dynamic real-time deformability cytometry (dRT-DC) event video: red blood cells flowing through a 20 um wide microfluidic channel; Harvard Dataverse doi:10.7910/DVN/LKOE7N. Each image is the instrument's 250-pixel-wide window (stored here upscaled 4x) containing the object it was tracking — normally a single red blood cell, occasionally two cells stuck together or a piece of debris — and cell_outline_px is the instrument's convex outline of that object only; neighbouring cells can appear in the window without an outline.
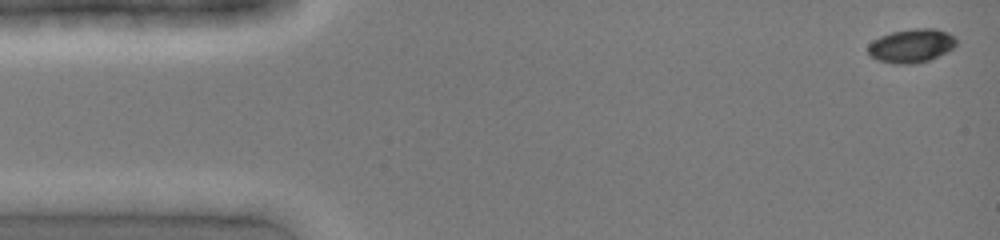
{"species": "common noctule bat (a hibernating species)", "species_latin": "Nyctalus noctula", "temperature_condition": "cold", "stored_images_in_passage": 14, "camera_frame_rate_fps": 3000, "um_per_image_px": 0.085, "animal": {"sex": "female", "body_mass_g": 19.0, "forearm_length_mm": 51.5}, "frame": {"image": 1, "passage_image": 1, "time_ms": 0.0, "image_size_px": [1000, 240], "cell_outline_px": [[956, 44], [952, 48], [928, 60], [916, 64], [896, 64], [876, 60], [868, 52], [868, 44], [872, 40], [880, 36], [892, 32], [916, 28], [936, 28], [948, 32], [956, 36]], "centroid_in_image_um": [77.46, 3.88], "position_along_channel_um": 7.5, "area_um2": 17.34}}
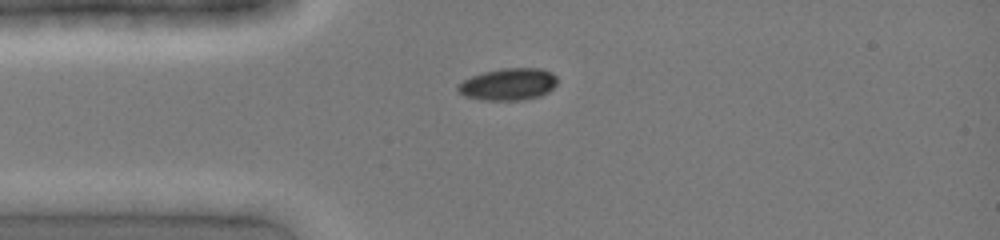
{"frame": {"image": 2, "passage_image": 10, "time_ms": 3.0, "image_size_px": [1000, 240], "cell_outline_px": [[556, 84], [548, 92], [540, 96], [524, 100], [484, 100], [464, 96], [456, 88], [464, 80], [472, 76], [484, 72], [504, 68], [540, 68], [552, 72], [556, 76]], "centroid_in_image_um": [43.23, 7.16], "position_along_channel_um": 41.8, "area_um2": 18.44}}
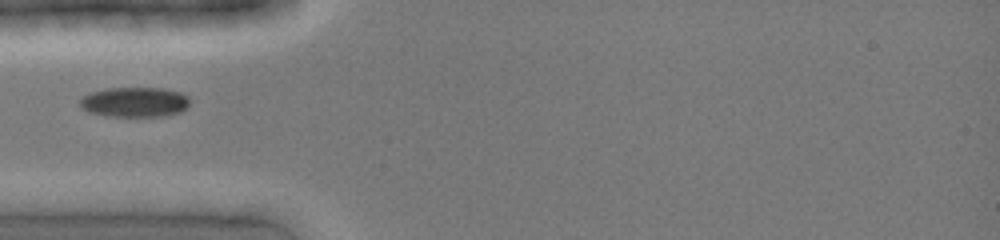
{"frame": {"image": 3, "passage_image": 13, "time_ms": 4.0, "image_size_px": [1000, 240], "cell_outline_px": [[188, 104], [180, 112], [168, 116], [104, 116], [88, 112], [80, 104], [80, 100], [84, 96], [92, 92], [104, 88], [164, 88], [180, 92], [188, 96]], "centroid_in_image_um": [11.45, 8.68], "position_along_channel_um": 73.6, "area_um2": 19.13}}